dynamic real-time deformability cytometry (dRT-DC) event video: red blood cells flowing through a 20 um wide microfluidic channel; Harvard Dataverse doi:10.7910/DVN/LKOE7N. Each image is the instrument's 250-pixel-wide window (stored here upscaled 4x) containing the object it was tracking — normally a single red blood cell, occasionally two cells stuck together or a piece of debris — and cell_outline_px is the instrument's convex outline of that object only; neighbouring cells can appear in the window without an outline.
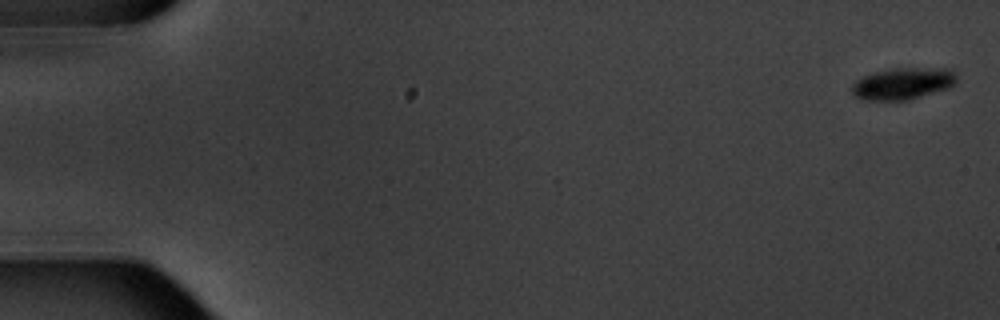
{"species": "common noctule bat (a hibernating species)", "species_latin": "Nyctalus noctula", "temperature_condition": "warm", "stored_images_in_passage": 6, "camera_frame_rate_fps": 3000, "um_per_image_px": 0.085, "animal": {"sex": "male", "body_mass_g": 20.1, "forearm_length_mm": 53.5}, "frame": {"image": 1, "passage_image": 1, "time_ms": 0.0, "image_size_px": [1000, 320], "cell_outline_px": [[956, 84], [948, 88], [908, 100], [864, 100], [856, 96], [852, 92], [852, 84], [856, 80], [864, 76], [876, 72], [896, 68], [948, 68], [956, 76]], "centroid_in_image_um": [76.75, 7.1], "position_along_channel_um": 8.2, "area_um2": 19.19}}